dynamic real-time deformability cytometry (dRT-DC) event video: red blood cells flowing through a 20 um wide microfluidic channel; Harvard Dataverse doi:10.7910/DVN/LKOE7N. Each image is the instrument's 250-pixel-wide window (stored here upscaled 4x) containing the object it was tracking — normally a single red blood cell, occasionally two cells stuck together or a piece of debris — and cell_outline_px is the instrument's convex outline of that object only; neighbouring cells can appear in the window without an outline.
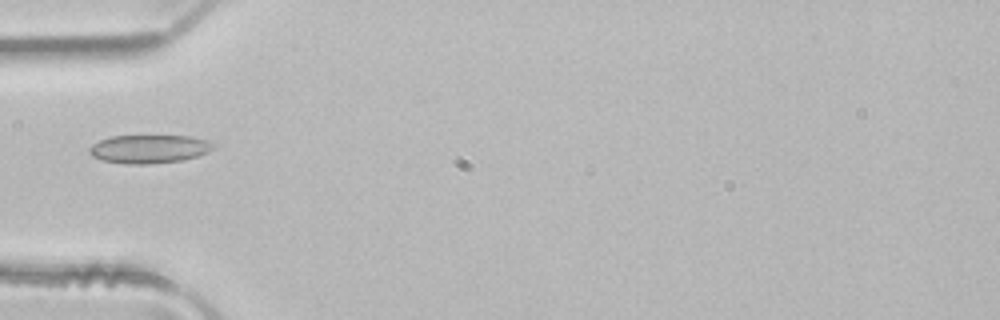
{"species": "common noctule bat (a hibernating species)", "species_latin": "Nyctalus noctula", "temperature_condition": "room temperature", "stored_images_in_passage": 3, "camera_frame_rate_fps": 3000, "um_per_image_px": 0.085, "animal": {"sex": "male", "body_mass_g": 21.5, "forearm_length_mm": 52.0}, "frame": {"image": 1, "passage_image": 3, "time_ms": 0.667, "image_size_px": [1000, 320], "cell_outline_px": [[216, 144], [208, 152], [196, 156], [180, 160], [152, 164], [124, 164], [100, 160], [92, 156], [88, 152], [88, 148], [92, 144], [100, 140], [112, 136], [188, 136], [208, 140]], "centroid_in_image_um": [12.63, 12.66], "position_along_channel_um": 72.4, "area_um2": 20.58}}